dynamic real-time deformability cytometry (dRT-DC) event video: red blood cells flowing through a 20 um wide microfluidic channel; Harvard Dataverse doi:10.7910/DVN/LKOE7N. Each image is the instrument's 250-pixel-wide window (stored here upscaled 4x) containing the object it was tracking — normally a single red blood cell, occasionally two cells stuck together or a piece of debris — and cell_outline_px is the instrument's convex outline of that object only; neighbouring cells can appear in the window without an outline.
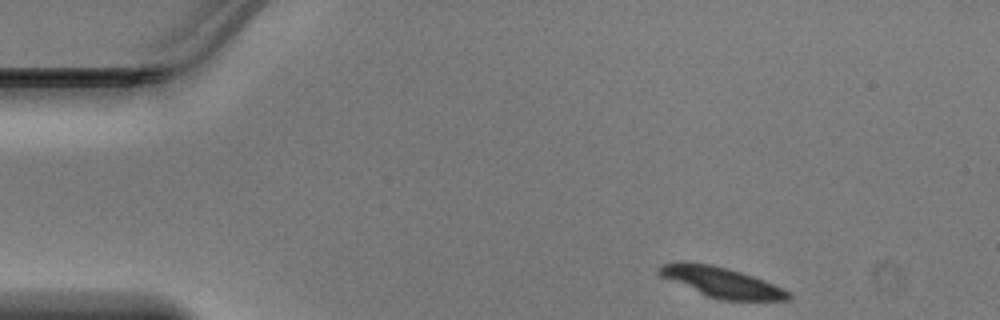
{"species": "Egyptian fruit bat (a non-hibernating species)", "species_latin": "Rousettus aegyptiacus", "temperature_condition": "warm", "stored_images_in_passage": 42, "camera_frame_rate_fps": 3000, "um_per_image_px": 0.085, "animal": {"sex": "male"}, "frame": {"image": 1, "passage_image": 1, "time_ms": 0.0, "image_size_px": [1000, 320], "cell_outline_px": [[792, 296], [788, 300], [720, 300], [704, 296], [660, 276], [656, 272], [656, 268], [660, 264], [676, 260], [712, 264], [728, 268], [764, 280], [792, 292]], "centroid_in_image_um": [61.25, 23.97], "position_along_channel_um": 23.8, "area_um2": 23.29}}
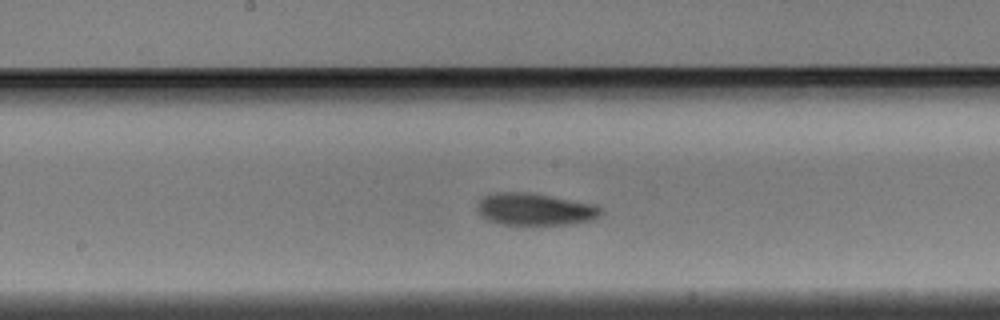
{"frame": {"image": 2, "passage_image": 19, "time_ms": 6.0, "image_size_px": [1000, 320], "cell_outline_px": [[604, 212], [600, 216], [592, 220], [568, 224], [500, 224], [488, 220], [480, 216], [476, 212], [476, 204], [484, 196], [496, 192], [528, 192], [552, 196], [592, 204], [604, 208]], "centroid_in_image_um": [45.45, 17.78], "position_along_channel_um": 202.8, "area_um2": 23.29}}
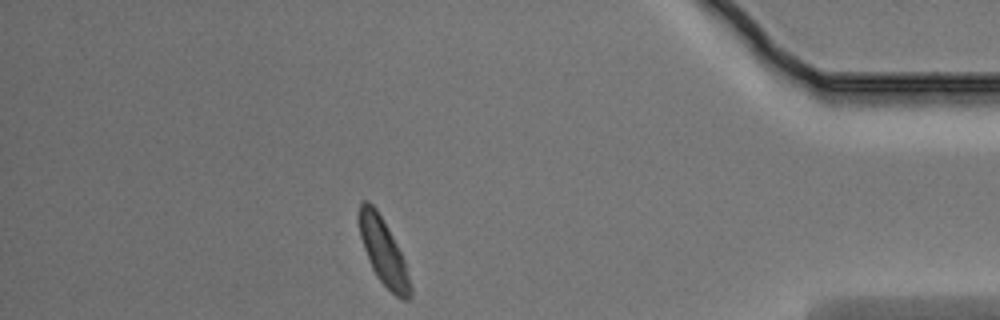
{"frame": {"image": 3, "passage_image": 36, "time_ms": 11.667, "image_size_px": [1000, 320], "cell_outline_px": [[412, 296], [408, 300], [400, 300], [376, 276], [372, 268], [364, 248], [360, 236], [360, 204], [364, 200], [368, 200], [376, 208], [392, 236], [404, 260], [412, 288]], "centroid_in_image_um": [32.61, 21.45], "position_along_channel_um": 402.6, "area_um2": 19.25}}